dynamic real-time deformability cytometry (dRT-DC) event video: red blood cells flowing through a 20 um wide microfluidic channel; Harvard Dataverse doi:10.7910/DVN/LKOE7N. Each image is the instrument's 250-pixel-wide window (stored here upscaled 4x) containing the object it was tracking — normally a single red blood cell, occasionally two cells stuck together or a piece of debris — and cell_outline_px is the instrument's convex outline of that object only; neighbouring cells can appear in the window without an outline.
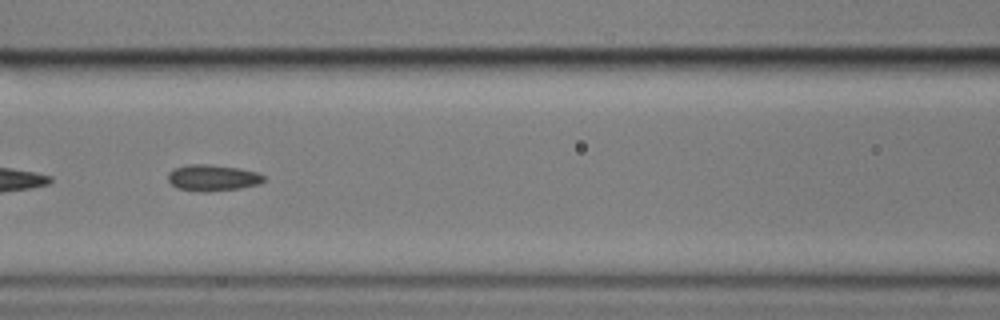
{"species": "common noctule bat (a hibernating species)", "species_latin": "Nyctalus noctula", "temperature_condition": "cold", "stored_images_in_passage": 32, "segment_of_instrument_passage": [2, 2], "camera_frame_rate_fps": 3000, "um_per_image_px": 0.085, "animal": {"sex": "male", "body_mass_g": 17.9}, "frame": {"image": 1, "passage_image": 25, "time_ms": 8.0, "image_size_px": [1000, 320], "cell_outline_px": [[264, 180], [260, 184], [240, 188], [208, 192], [200, 192], [176, 188], [168, 180], [168, 172], [172, 168], [188, 164], [212, 164], [236, 168], [256, 172], [264, 176]], "centroid_in_image_um": [18.03, 15.11], "position_along_channel_um": 148.6, "area_um2": 14.8}}